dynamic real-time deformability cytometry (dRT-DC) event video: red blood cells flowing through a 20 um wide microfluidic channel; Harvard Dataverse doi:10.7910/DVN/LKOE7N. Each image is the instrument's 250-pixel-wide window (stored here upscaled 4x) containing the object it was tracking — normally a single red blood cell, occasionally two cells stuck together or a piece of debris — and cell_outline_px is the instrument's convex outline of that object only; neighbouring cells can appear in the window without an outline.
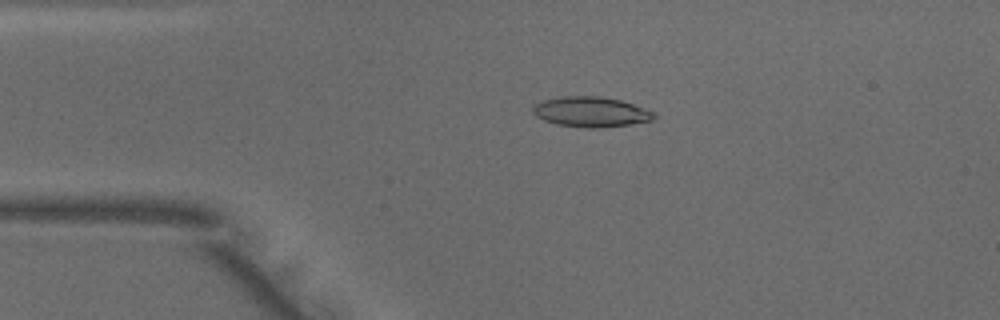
{"species": "common noctule bat (a hibernating species)", "species_latin": "Nyctalus noctula", "temperature_condition": "warm", "stored_images_in_passage": 49, "camera_frame_rate_fps": 3000, "um_per_image_px": 0.085, "animal": {"sex": "male", "body_mass_g": 18.8}, "frame": {"image": 1, "passage_image": 10, "time_ms": 3.0, "image_size_px": [1000, 320], "cell_outline_px": [[656, 116], [652, 120], [628, 124], [600, 128], [584, 128], [556, 124], [544, 120], [536, 116], [532, 112], [532, 108], [536, 104], [544, 100], [560, 96], [600, 96], [620, 100], [656, 112]], "centroid_in_image_um": [50.21, 9.51], "position_along_channel_um": 34.8, "area_um2": 21.27}}
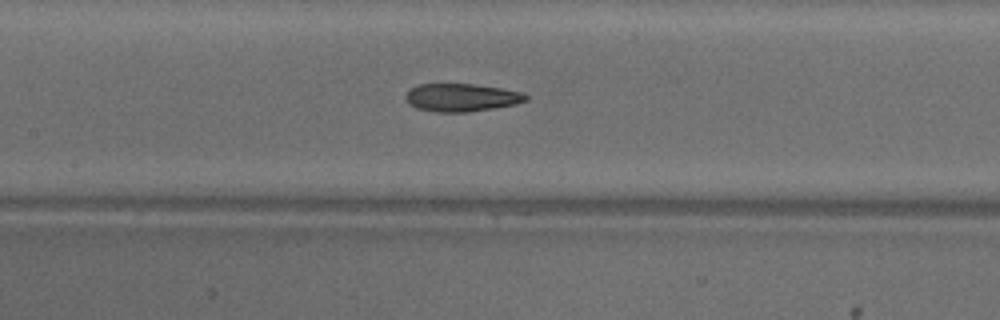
{"frame": {"image": 2, "passage_image": 22, "time_ms": 7.0, "image_size_px": [1000, 320], "cell_outline_px": [[528, 100], [516, 104], [496, 108], [468, 112], [436, 112], [416, 108], [408, 104], [404, 96], [412, 88], [420, 84], [476, 84], [500, 88], [520, 92], [528, 96]], "centroid_in_image_um": [39.22, 8.3], "position_along_channel_um": 168.2, "area_um2": 19.59}}
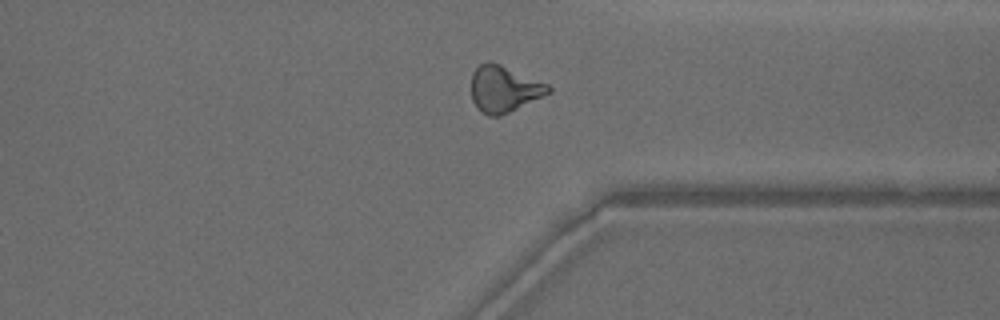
{"frame": {"image": 3, "passage_image": 37, "time_ms": 12.0, "image_size_px": [1000, 320], "cell_outline_px": [[552, 92], [500, 116], [488, 116], [480, 112], [476, 108], [472, 100], [472, 72], [480, 64], [488, 60], [500, 64], [548, 84], [552, 88]], "centroid_in_image_um": [42.82, 7.57], "position_along_channel_um": 368.6, "area_um2": 20.87}, "authors_computed_cell_mechanics": {"area_um2": 20.4612, "velocity_mm_per_s": 4.0652, "shape_relaxation_time_tau1_ms": null, "shape_relaxation_time_tau2_ms": 1.5728, "deformation_change_tau1": null, "deformation_change_tau2": 0.1016}}